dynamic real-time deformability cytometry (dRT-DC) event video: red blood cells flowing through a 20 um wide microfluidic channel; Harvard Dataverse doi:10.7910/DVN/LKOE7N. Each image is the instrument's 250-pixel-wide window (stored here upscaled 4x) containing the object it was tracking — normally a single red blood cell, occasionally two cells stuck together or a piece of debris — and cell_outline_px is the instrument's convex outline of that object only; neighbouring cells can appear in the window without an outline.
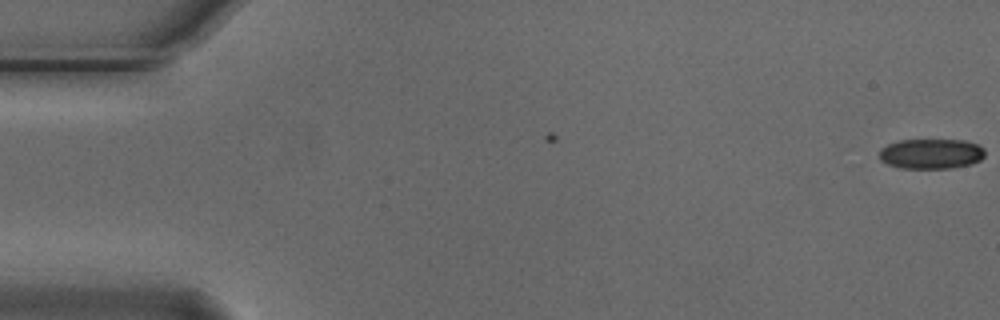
{"species": "Egyptian fruit bat (a non-hibernating species)", "species_latin": "Rousettus aegyptiacus", "temperature_condition": "cold", "stored_images_in_passage": 2, "camera_frame_rate_fps": 3000, "um_per_image_px": 0.085, "animal": {"sex": "male"}, "frame": {"image": 1, "passage_image": 2, "time_ms": 0.333, "image_size_px": [1000, 320], "cell_outline_px": [[984, 156], [980, 160], [972, 164], [952, 168], [900, 168], [888, 164], [880, 160], [880, 148], [888, 144], [900, 140], [964, 140], [976, 144], [984, 148]], "centroid_in_image_um": [79.15, 13.07], "position_along_channel_um": 5.9, "area_um2": 18.55}}